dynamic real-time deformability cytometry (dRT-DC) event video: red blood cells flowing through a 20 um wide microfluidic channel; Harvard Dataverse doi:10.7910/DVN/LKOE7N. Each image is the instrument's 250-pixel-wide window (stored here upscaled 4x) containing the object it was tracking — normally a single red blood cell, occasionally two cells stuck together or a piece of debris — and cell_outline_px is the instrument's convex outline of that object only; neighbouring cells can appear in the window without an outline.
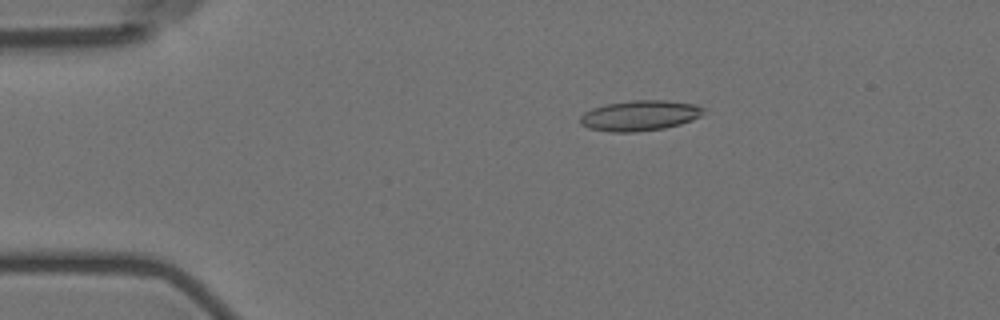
{"species": "Egyptian fruit bat (a non-hibernating species)", "species_latin": "Rousettus aegyptiacus", "temperature_condition": "room temperature", "stored_images_in_passage": 6, "camera_frame_rate_fps": 3000, "um_per_image_px": 0.085, "animal": {"sex": "female"}, "frame": {"image": 1, "passage_image": 3, "time_ms": 3.333, "image_size_px": [1000, 320], "cell_outline_px": [[704, 112], [700, 116], [692, 120], [680, 124], [664, 128], [636, 132], [612, 132], [588, 128], [580, 124], [580, 116], [584, 112], [592, 108], [604, 104], [632, 100], [668, 100], [696, 104], [704, 108]], "centroid_in_image_um": [54.37, 9.81], "position_along_channel_um": 30.6, "area_um2": 22.02}}
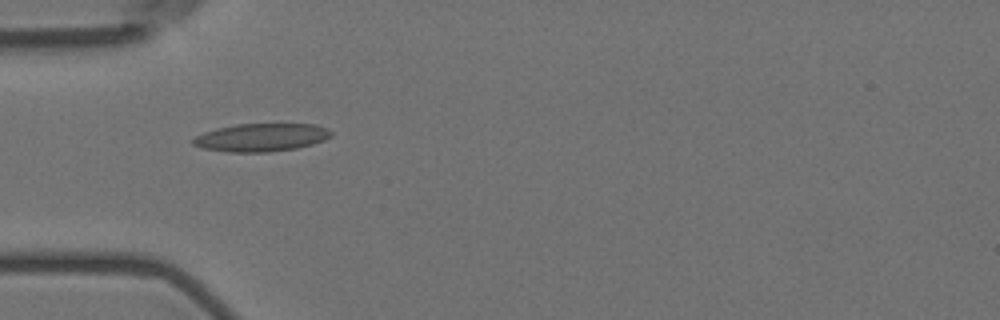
{"frame": {"image": 2, "passage_image": 5, "time_ms": 5.667, "image_size_px": [1000, 320], "cell_outline_px": [[332, 136], [324, 140], [312, 144], [296, 148], [268, 152], [228, 152], [204, 148], [192, 144], [188, 140], [204, 132], [216, 128], [236, 124], [316, 124], [328, 128], [332, 132]], "centroid_in_image_um": [22.2, 11.68], "position_along_channel_um": 62.8, "area_um2": 22.66}}
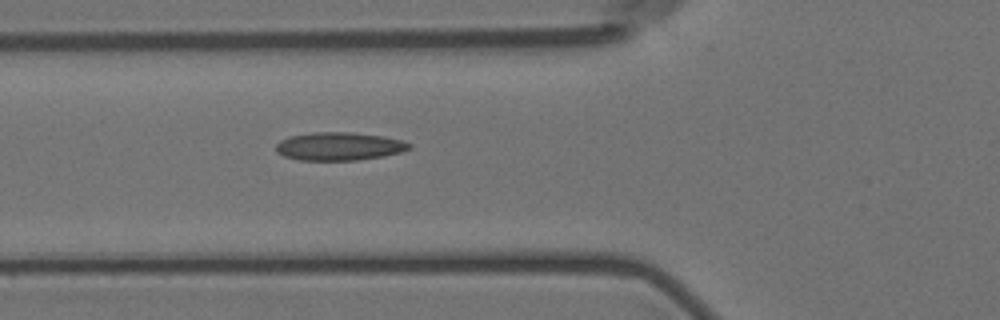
{"frame": {"image": 3, "passage_image": 6, "time_ms": 6.667, "image_size_px": [1000, 320], "cell_outline_px": [[412, 148], [400, 152], [384, 156], [356, 160], [300, 160], [284, 156], [276, 152], [276, 144], [280, 140], [288, 136], [312, 132], [348, 132], [384, 136], [400, 140], [412, 144]], "centroid_in_image_um": [28.81, 12.43], "position_along_channel_um": 97.0, "area_um2": 21.91}}